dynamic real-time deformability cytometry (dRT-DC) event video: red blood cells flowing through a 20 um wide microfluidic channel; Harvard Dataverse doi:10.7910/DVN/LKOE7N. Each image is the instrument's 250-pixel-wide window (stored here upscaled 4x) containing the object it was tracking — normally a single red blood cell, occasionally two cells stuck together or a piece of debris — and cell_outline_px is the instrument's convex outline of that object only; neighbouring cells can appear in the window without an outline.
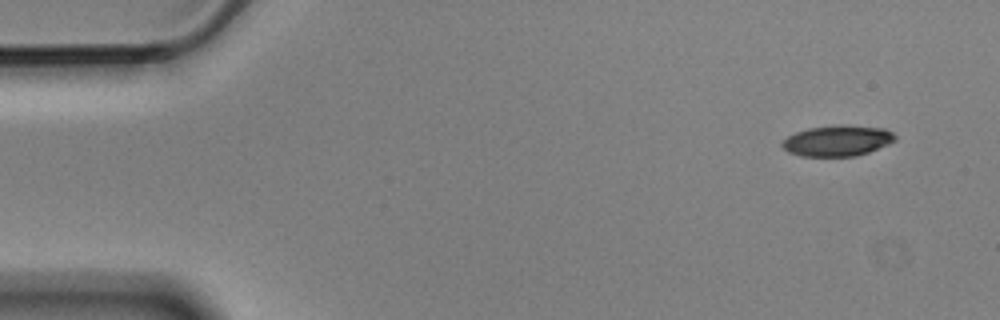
{"species": "Egyptian fruit bat (a non-hibernating species)", "species_latin": "Rousettus aegyptiacus", "temperature_condition": "cold", "stored_images_in_passage": 5, "camera_frame_rate_fps": 3000, "um_per_image_px": 0.085, "animal": {"sex": "male"}, "frame": {"image": 1, "passage_image": 1, "time_ms": 0.0, "image_size_px": [1000, 320], "cell_outline_px": [[896, 140], [888, 144], [868, 152], [856, 156], [800, 156], [788, 152], [780, 144], [788, 136], [796, 132], [808, 128], [840, 124], [844, 124], [884, 128], [892, 132], [896, 136]], "centroid_in_image_um": [71.18, 11.95], "position_along_channel_um": 13.8, "area_um2": 20.35}}
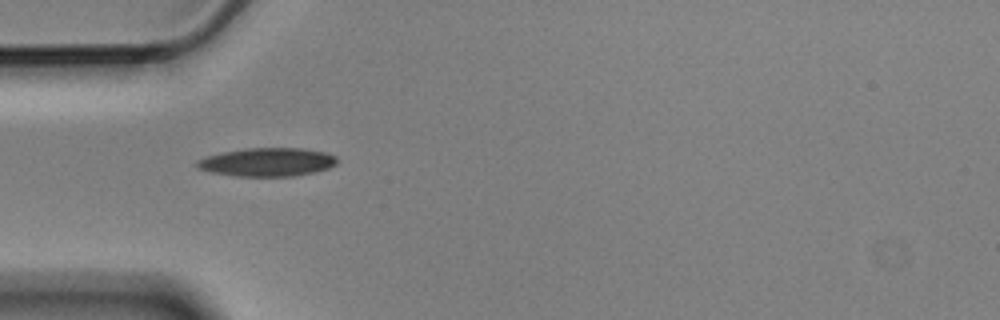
{"frame": {"image": 2, "passage_image": 4, "time_ms": 1.0, "image_size_px": [1000, 320], "cell_outline_px": [[336, 164], [328, 168], [316, 172], [292, 176], [236, 176], [212, 172], [196, 168], [196, 160], [208, 156], [224, 152], [248, 148], [300, 148], [324, 152], [336, 156]], "centroid_in_image_um": [22.72, 13.78], "position_along_channel_um": 62.3, "area_um2": 23.06}}
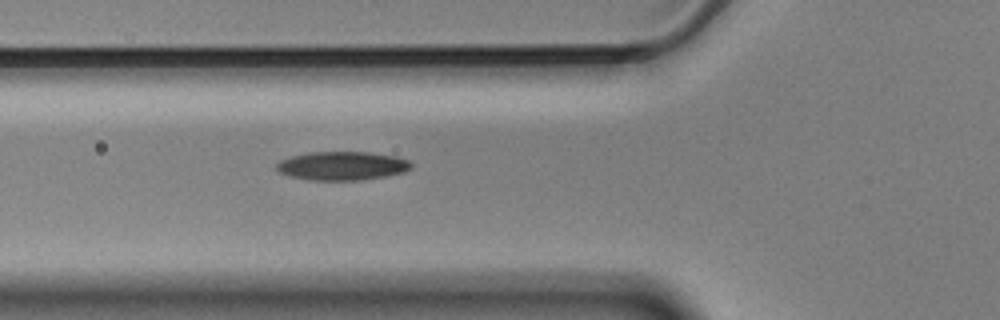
{"frame": {"image": 3, "passage_image": 5, "time_ms": 1.333, "image_size_px": [1000, 320], "cell_outline_px": [[412, 168], [404, 172], [384, 176], [360, 180], [308, 180], [288, 176], [280, 172], [276, 168], [276, 164], [280, 160], [292, 156], [308, 152], [368, 152], [396, 156], [408, 160], [412, 164]], "centroid_in_image_um": [29.07, 14.09], "position_along_channel_um": 96.7, "area_um2": 22.54}}